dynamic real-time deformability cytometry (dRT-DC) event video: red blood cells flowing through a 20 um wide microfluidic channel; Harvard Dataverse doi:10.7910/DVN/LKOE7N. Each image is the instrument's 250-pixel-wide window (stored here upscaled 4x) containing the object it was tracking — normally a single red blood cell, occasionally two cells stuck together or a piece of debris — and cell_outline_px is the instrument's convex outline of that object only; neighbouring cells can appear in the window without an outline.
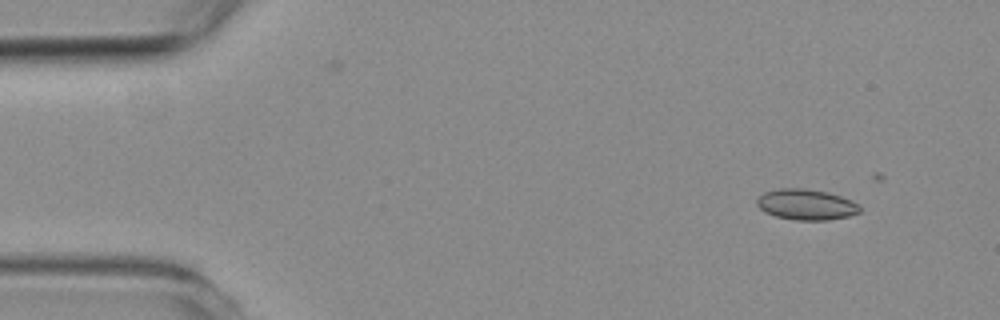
{"species": "common noctule bat (a hibernating species)", "species_latin": "Nyctalus noctula", "temperature_condition": "room temperature", "stored_images_in_passage": 4, "camera_frame_rate_fps": 3000, "um_per_image_px": 0.085, "animal": {"sex": "female", "body_mass_g": 19.3, "forearm_length_mm": 54.1}, "frame": {"image": 1, "passage_image": 2, "time_ms": 1.333, "image_size_px": [1000, 320], "cell_outline_px": [[860, 212], [848, 216], [828, 220], [796, 220], [776, 216], [764, 212], [756, 204], [756, 200], [764, 192], [780, 188], [804, 188], [828, 192], [852, 200], [860, 208]], "centroid_in_image_um": [68.51, 17.38], "position_along_channel_um": 16.5, "area_um2": 18.38}}